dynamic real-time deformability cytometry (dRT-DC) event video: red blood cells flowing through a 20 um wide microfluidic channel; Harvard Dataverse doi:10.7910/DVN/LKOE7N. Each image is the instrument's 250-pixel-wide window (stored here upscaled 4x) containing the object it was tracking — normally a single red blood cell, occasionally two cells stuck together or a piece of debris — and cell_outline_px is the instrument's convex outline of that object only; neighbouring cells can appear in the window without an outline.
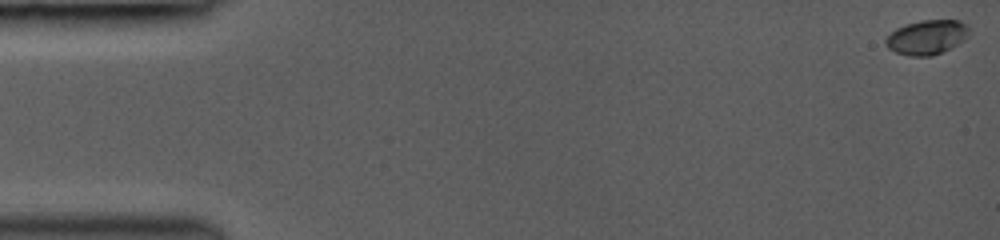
{"species": "common noctule bat (a hibernating species)", "species_latin": "Nyctalus noctula", "temperature_condition": "room temperature", "stored_images_in_passage": 58, "camera_frame_rate_fps": 3000, "um_per_image_px": 0.085, "animal": {"sex": "female", "body_mass_g": 19.0, "forearm_length_mm": 53.3}, "frame": {"image": 1, "passage_image": 1, "time_ms": 0.0, "image_size_px": [1000, 240], "cell_outline_px": [[968, 36], [964, 40], [932, 56], [908, 56], [896, 52], [888, 48], [884, 44], [884, 40], [896, 28], [904, 24], [920, 20], [960, 20], [968, 28]], "centroid_in_image_um": [78.74, 3.16], "position_along_channel_um": 6.3, "area_um2": 16.65}}
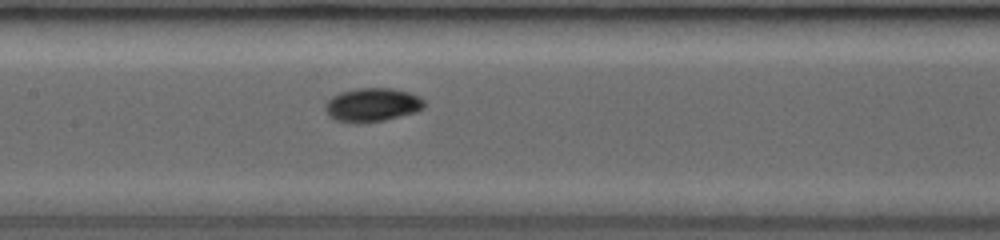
{"frame": {"image": 2, "passage_image": 35, "time_ms": 7.667, "image_size_px": [1000, 240], "cell_outline_px": [[424, 108], [416, 112], [384, 120], [356, 124], [332, 120], [328, 116], [324, 108], [324, 104], [332, 96], [340, 92], [356, 88], [392, 88], [408, 92], [420, 96], [424, 100]], "centroid_in_image_um": [31.6, 8.92], "position_along_channel_um": 175.8, "area_um2": 19.77}}
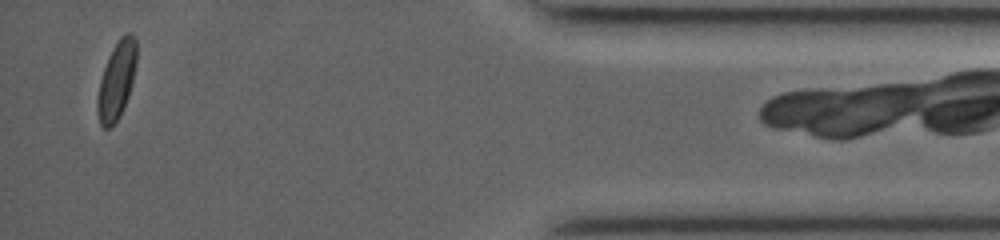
{"frame": {"image": 3, "passage_image": 57, "time_ms": 14.667, "image_size_px": [1000, 240], "cell_outline_px": [[136, 64], [128, 96], [120, 116], [112, 128], [104, 128], [100, 124], [96, 108], [96, 100], [100, 80], [104, 68], [112, 48], [120, 36], [128, 32], [132, 32], [136, 40]], "centroid_in_image_um": [9.9, 6.84], "position_along_channel_um": 425.3, "area_um2": 17.74}}